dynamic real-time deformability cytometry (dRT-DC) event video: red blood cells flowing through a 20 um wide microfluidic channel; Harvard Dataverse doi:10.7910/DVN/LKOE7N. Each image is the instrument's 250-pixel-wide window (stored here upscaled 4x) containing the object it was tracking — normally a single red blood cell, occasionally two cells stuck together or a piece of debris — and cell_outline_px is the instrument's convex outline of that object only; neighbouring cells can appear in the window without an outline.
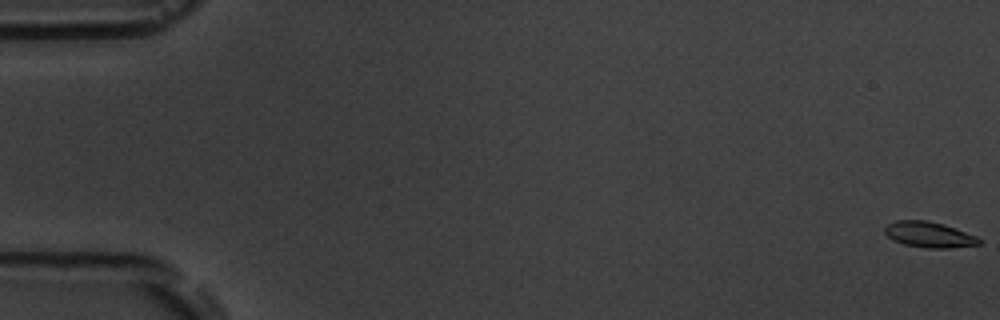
{"species": "common noctule bat (a hibernating species)", "species_latin": "Nyctalus noctula", "temperature_condition": "room temperature", "stored_images_in_passage": 7, "camera_frame_rate_fps": 3000, "um_per_image_px": 0.085, "animal": {"sex": "male", "body_mass_g": 19.5, "forearm_length_mm": 54.6}, "frame": {"image": 1, "passage_image": 1, "time_ms": 0.0, "image_size_px": [1000, 320], "cell_outline_px": [[980, 244], [948, 248], [928, 248], [904, 244], [888, 236], [884, 232], [884, 228], [888, 224], [896, 220], [924, 220], [944, 224], [976, 236], [980, 240]], "centroid_in_image_um": [78.96, 19.93], "position_along_channel_um": 6.0, "area_um2": 13.87}}
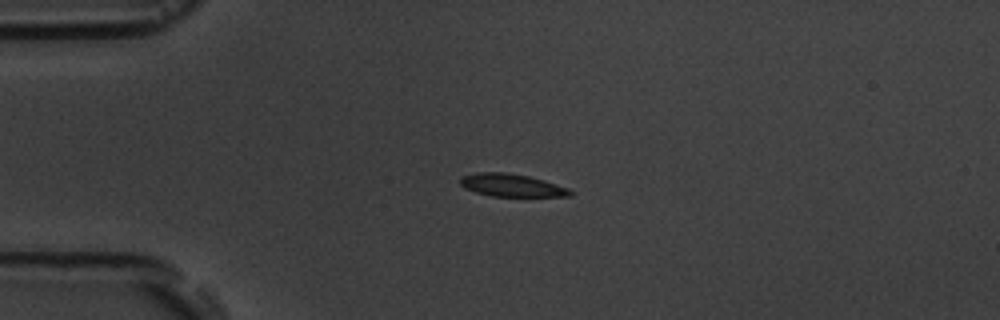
{"frame": {"image": 2, "passage_image": 5, "time_ms": 4.667, "image_size_px": [1000, 320], "cell_outline_px": [[572, 196], [492, 196], [476, 192], [464, 188], [460, 184], [460, 176], [476, 172], [504, 172], [528, 176], [544, 180], [568, 188], [572, 192]], "centroid_in_image_um": [43.45, 15.74], "position_along_channel_um": 41.6, "area_um2": 14.51}}
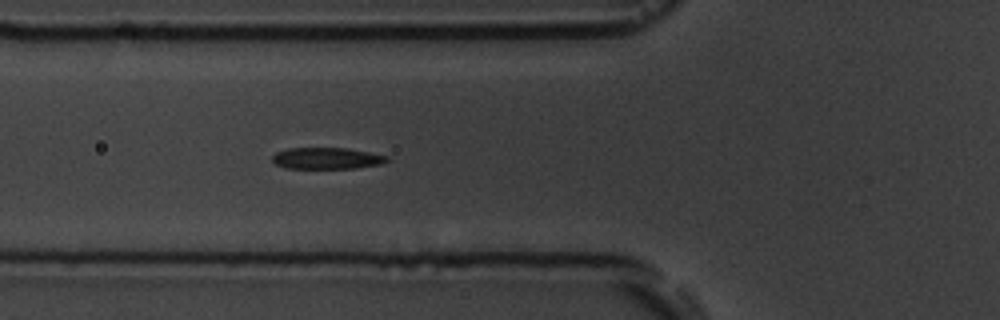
{"frame": {"image": 3, "passage_image": 7, "time_ms": 7.0, "image_size_px": [1000, 320], "cell_outline_px": [[388, 160], [380, 164], [356, 168], [284, 168], [276, 164], [272, 160], [272, 156], [276, 152], [288, 148], [348, 148], [388, 156]], "centroid_in_image_um": [27.75, 13.45], "position_along_channel_um": 98.1, "area_um2": 14.28}}